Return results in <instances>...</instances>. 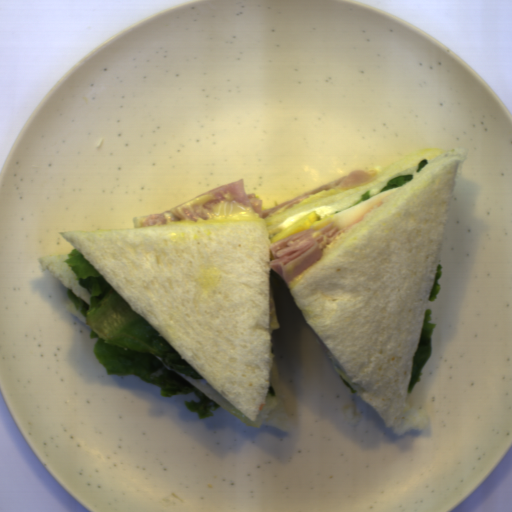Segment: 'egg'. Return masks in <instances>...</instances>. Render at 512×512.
<instances>
[{"mask_svg":"<svg viewBox=\"0 0 512 512\" xmlns=\"http://www.w3.org/2000/svg\"><path fill=\"white\" fill-rule=\"evenodd\" d=\"M400 189L399 187L381 192L374 196L369 197V199L360 202L352 207L339 211L330 216L322 217L315 211L306 214L302 218L298 219L285 229L278 232L275 236H273L270 240L271 244L303 232L307 229L313 230H322L329 223H334L340 229H345L346 227L353 224L363 213L368 211L371 207L376 205L379 202H383L387 197H389L392 193Z\"/></svg>","mask_w":512,"mask_h":512,"instance_id":"1","label":"egg"},{"mask_svg":"<svg viewBox=\"0 0 512 512\" xmlns=\"http://www.w3.org/2000/svg\"><path fill=\"white\" fill-rule=\"evenodd\" d=\"M269 311H270V328H271V330L280 328L271 291H270V295H269Z\"/></svg>","mask_w":512,"mask_h":512,"instance_id":"2","label":"egg"},{"mask_svg":"<svg viewBox=\"0 0 512 512\" xmlns=\"http://www.w3.org/2000/svg\"><path fill=\"white\" fill-rule=\"evenodd\" d=\"M333 367L336 370V372L339 374V376L343 377L351 385V387L355 390V392L361 393V390L359 389V387L350 379V377L345 372L340 370L335 365Z\"/></svg>","mask_w":512,"mask_h":512,"instance_id":"3","label":"egg"}]
</instances>
